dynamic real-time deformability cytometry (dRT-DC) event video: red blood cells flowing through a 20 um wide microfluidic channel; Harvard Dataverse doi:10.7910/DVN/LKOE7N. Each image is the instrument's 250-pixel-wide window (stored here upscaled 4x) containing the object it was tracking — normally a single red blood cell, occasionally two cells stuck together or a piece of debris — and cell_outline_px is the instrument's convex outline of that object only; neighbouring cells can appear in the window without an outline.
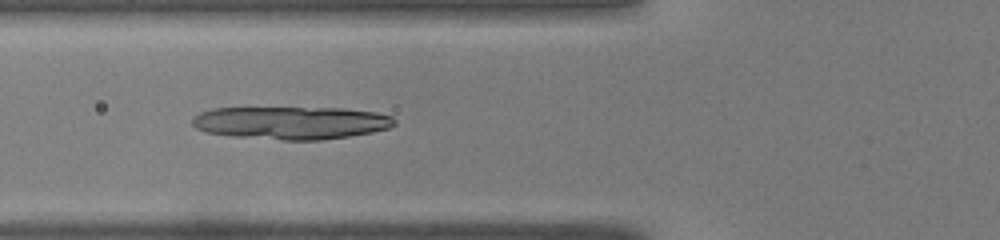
{"species": "common noctule bat (a hibernating species)", "species_latin": "Nyctalus noctula", "temperature_condition": "warm", "stored_images_in_passage": 41, "camera_frame_rate_fps": 3000, "um_per_image_px": 0.085, "animal": {"sex": "male", "body_mass_g": 19.0, "forearm_length_mm": 50.8}, "frame": {"image": 1, "passage_image": 10, "time_ms": 3.0, "image_size_px": [1000, 240], "cell_outline_px": [[396, 124], [388, 128], [372, 132], [348, 136], [320, 140], [284, 140], [232, 136], [204, 132], [196, 128], [192, 124], [192, 116], [200, 112], [212, 108], [344, 108], [376, 112], [392, 116], [396, 120]], "centroid_in_image_um": [24.73, 10.43], "position_along_channel_um": 101.1, "area_um2": 38.84}}
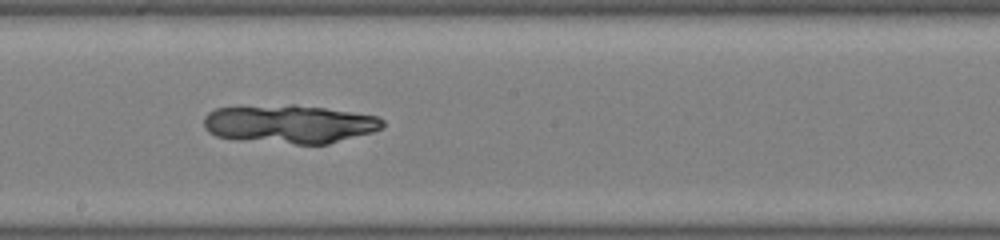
{"frame": {"image": 2, "passage_image": 19, "time_ms": 6.0, "image_size_px": [1000, 240], "cell_outline_px": [[384, 128], [372, 132], [328, 144], [296, 144], [236, 140], [216, 136], [208, 132], [204, 128], [204, 116], [208, 112], [216, 108], [240, 104], [296, 104], [352, 112], [376, 116], [384, 120]], "centroid_in_image_um": [24.52, 10.52], "position_along_channel_um": 223.7, "area_um2": 41.04}}
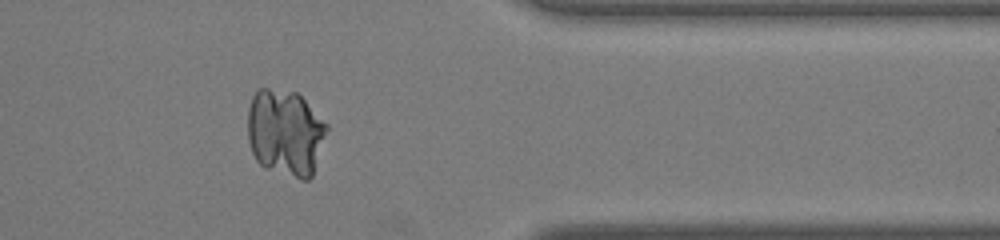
{"frame": {"image": 3, "passage_image": 32, "time_ms": 10.333, "image_size_px": [1000, 240], "cell_outline_px": [[328, 128], [312, 176], [308, 180], [300, 180], [264, 168], [256, 160], [252, 152], [248, 140], [248, 108], [252, 96], [256, 88], [268, 88], [296, 92], [328, 124]], "centroid_in_image_um": [24.23, 11.28], "position_along_channel_um": 387.2, "area_um2": 40.17}}